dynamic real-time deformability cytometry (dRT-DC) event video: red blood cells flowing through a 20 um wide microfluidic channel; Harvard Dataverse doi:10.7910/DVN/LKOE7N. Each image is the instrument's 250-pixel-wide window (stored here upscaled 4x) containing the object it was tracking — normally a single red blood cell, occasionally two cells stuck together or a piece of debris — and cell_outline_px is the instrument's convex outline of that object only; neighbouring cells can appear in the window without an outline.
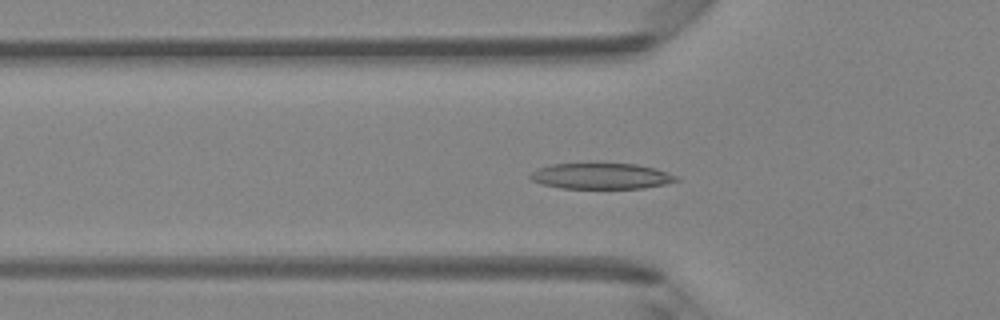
{"species": "Egyptian fruit bat (a non-hibernating species)", "species_latin": "Rousettus aegyptiacus", "temperature_condition": "room temperature", "stored_images_in_passage": 47, "camera_frame_rate_fps": 3000, "um_per_image_px": 0.085, "animal": {"sex": "female"}, "frame": {"image": 1, "passage_image": 15, "time_ms": 4.667, "image_size_px": [1000, 320], "cell_outline_px": [[680, 180], [664, 184], [644, 188], [560, 188], [540, 184], [532, 180], [528, 176], [536, 168], [552, 164], [636, 164], [656, 168], [680, 176]], "centroid_in_image_um": [51.12, 14.97], "position_along_channel_um": 74.7, "area_um2": 22.08}}
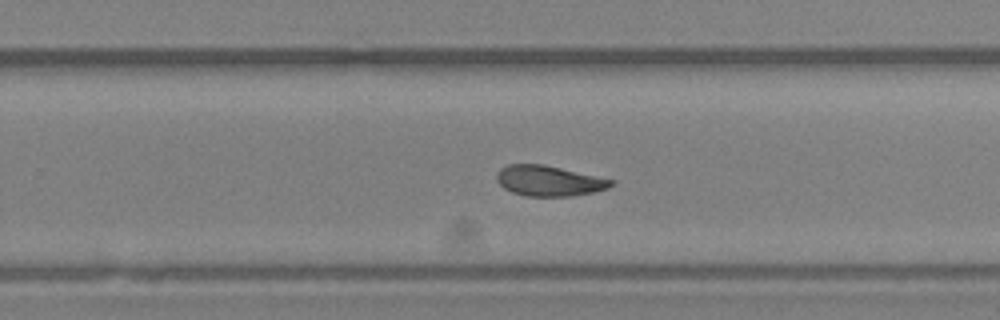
{"frame": {"image": 2, "passage_image": 30, "time_ms": 9.667, "image_size_px": [1000, 320], "cell_outline_px": [[616, 184], [608, 188], [592, 192], [572, 196], [524, 196], [512, 192], [504, 188], [496, 180], [496, 172], [500, 168], [508, 164], [544, 164], [616, 180]], "centroid_in_image_um": [46.67, 15.36], "position_along_channel_um": 283.1, "area_um2": 20.52}}
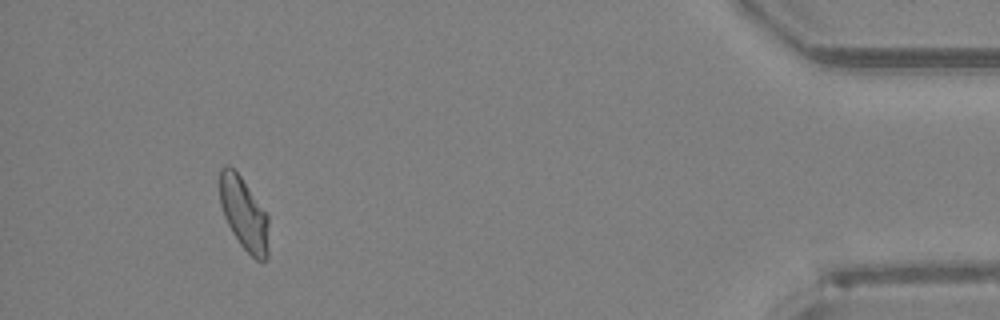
{"frame": {"image": 3, "passage_image": 44, "time_ms": 14.333, "image_size_px": [1000, 320], "cell_outline_px": [[268, 256], [264, 260], [256, 260], [240, 244], [232, 232], [224, 216], [220, 204], [220, 168], [228, 164], [240, 176], [268, 216]], "centroid_in_image_um": [20.73, 18.18], "position_along_channel_um": 414.5, "area_um2": 20.4}, "authors_computed_cell_mechanics": {"area_um2": 20.9814, "velocity_mm_per_s": 4.1824, "shape_relaxation_time_tau1_ms": 3.9246, "shape_relaxation_time_tau2_ms": 2.4906, "deformation_change_tau1": 0.1587, "deformation_change_tau2": 0.0893}}